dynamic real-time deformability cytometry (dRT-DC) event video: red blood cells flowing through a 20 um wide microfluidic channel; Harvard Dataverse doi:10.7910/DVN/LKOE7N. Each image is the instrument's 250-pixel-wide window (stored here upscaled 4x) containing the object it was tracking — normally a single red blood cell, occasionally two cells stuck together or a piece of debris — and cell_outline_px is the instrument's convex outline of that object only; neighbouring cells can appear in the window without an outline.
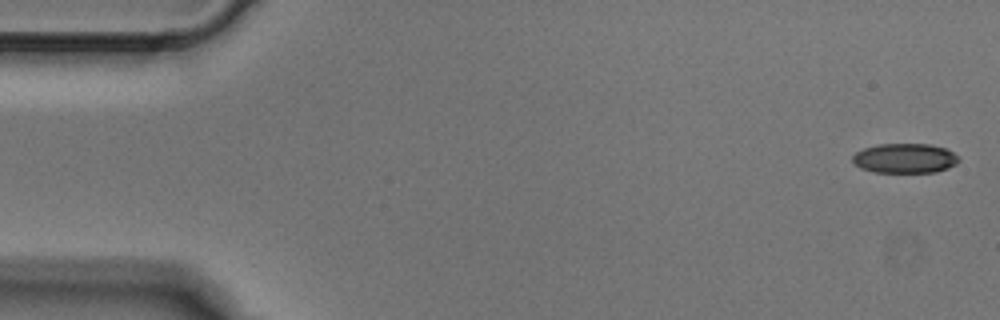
{"species": "Egyptian fruit bat (a non-hibernating species)", "species_latin": "Rousettus aegyptiacus", "temperature_condition": "cold", "stored_images_in_passage": 5, "camera_frame_rate_fps": 3000, "um_per_image_px": 0.085, "animal": {"sex": "male"}, "frame": {"image": 1, "passage_image": 1, "time_ms": 0.0, "image_size_px": [1000, 320], "cell_outline_px": [[960, 160], [956, 164], [948, 168], [936, 172], [872, 172], [860, 168], [852, 160], [852, 156], [856, 152], [864, 148], [876, 144], [932, 144], [944, 148], [952, 152]], "centroid_in_image_um": [76.89, 13.45], "position_along_channel_um": 8.1, "area_um2": 18.38}}
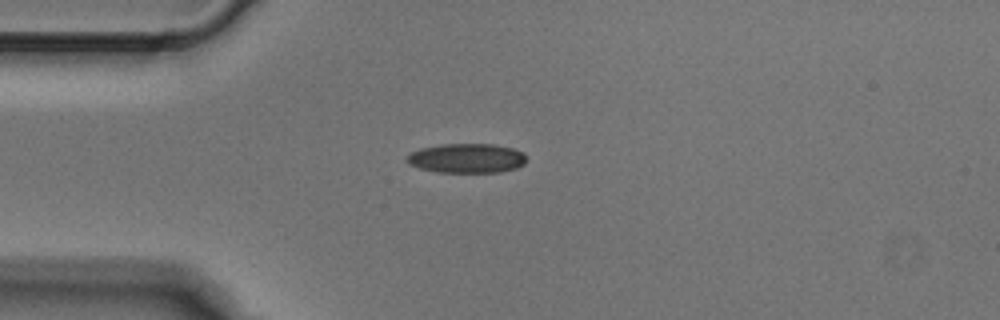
{"frame": {"image": 2, "passage_image": 4, "time_ms": 1.0, "image_size_px": [1000, 320], "cell_outline_px": [[524, 164], [516, 168], [500, 172], [436, 172], [420, 168], [408, 164], [404, 160], [404, 156], [420, 148], [440, 144], [492, 144], [512, 148], [520, 152], [524, 156]], "centroid_in_image_um": [39.58, 13.45], "position_along_channel_um": 45.4, "area_um2": 20.52}}